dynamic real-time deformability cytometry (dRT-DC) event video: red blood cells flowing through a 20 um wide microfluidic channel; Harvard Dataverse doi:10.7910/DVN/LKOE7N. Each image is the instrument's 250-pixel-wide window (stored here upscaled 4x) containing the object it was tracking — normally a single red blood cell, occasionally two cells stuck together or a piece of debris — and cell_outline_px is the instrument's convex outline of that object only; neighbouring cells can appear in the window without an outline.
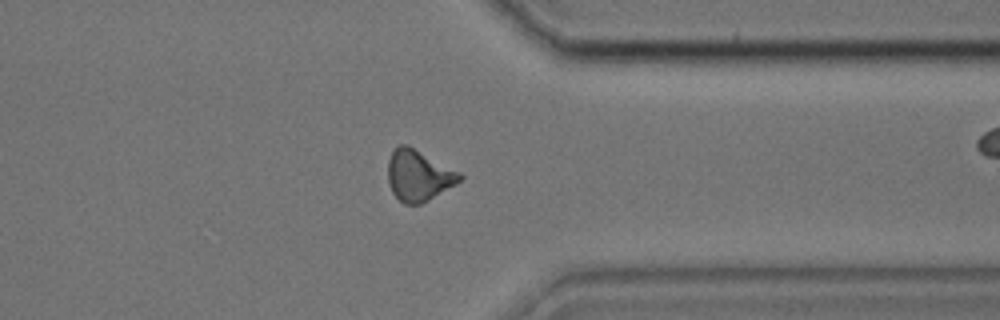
{"species": "common noctule bat (a hibernating species)", "species_latin": "Nyctalus noctula", "temperature_condition": "cold", "stored_images_in_passage": 37, "camera_frame_rate_fps": 3000, "um_per_image_px": 0.085, "animal": {"sex": "male", "body_mass_g": 17.9, "forearm_length_mm": 54.2}, "frame": {"image": 1, "passage_image": 27, "time_ms": 8.667, "image_size_px": [1000, 320], "cell_outline_px": [[464, 176], [456, 184], [428, 200], [420, 204], [404, 204], [392, 192], [388, 184], [388, 160], [392, 152], [400, 144], [408, 144], [460, 172]], "centroid_in_image_um": [35.57, 14.9], "position_along_channel_um": 375.8, "area_um2": 21.33}}